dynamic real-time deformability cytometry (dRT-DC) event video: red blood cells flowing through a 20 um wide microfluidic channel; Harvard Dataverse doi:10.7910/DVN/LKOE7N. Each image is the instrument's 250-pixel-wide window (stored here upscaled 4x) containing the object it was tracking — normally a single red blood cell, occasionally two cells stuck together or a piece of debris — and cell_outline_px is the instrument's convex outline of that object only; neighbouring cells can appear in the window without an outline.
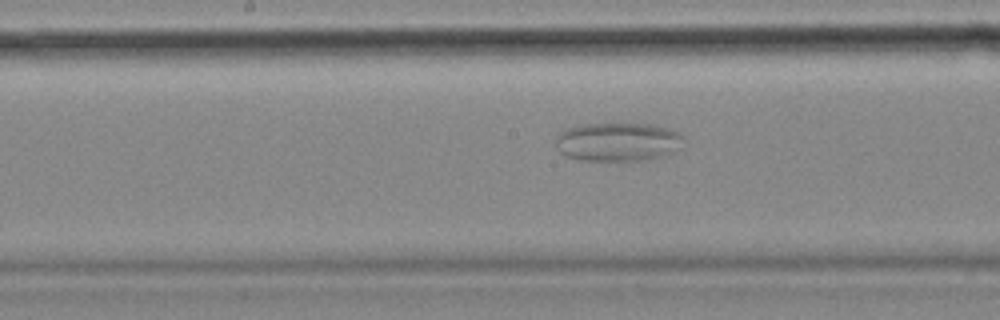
{"species": "common noctule bat (a hibernating species)", "species_latin": "Nyctalus noctula", "temperature_condition": "cold", "stored_images_in_passage": 45, "camera_frame_rate_fps": 3000, "um_per_image_px": 0.085, "animal": {"sex": "female", "body_mass_g": 18.4}, "frame": {"image": 1, "passage_image": 17, "time_ms": 5.333, "image_size_px": [1000, 320], "cell_outline_px": [[684, 136], [680, 148], [672, 152], [660, 156], [640, 160], [580, 160], [568, 156], [560, 152], [556, 148], [556, 136], [564, 128], [584, 124], [648, 124], [668, 128], [680, 132]], "centroid_in_image_um": [52.5, 12.04], "position_along_channel_um": 195.7, "area_um2": 28.73}}
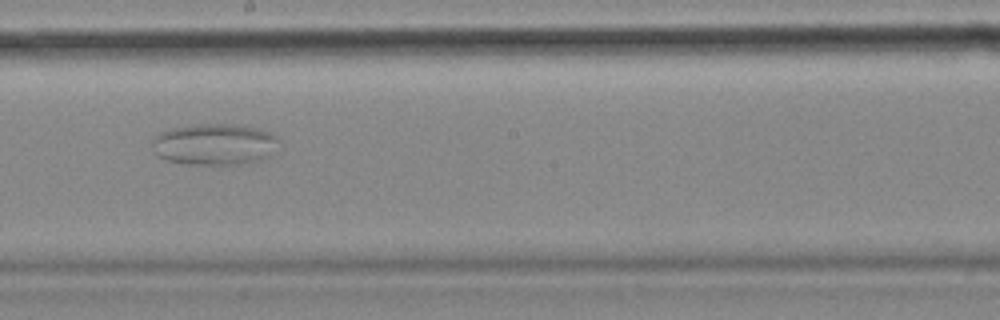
{"frame": {"image": 2, "passage_image": 20, "time_ms": 6.333, "image_size_px": [1000, 320], "cell_outline_px": [[280, 140], [268, 156], [260, 160], [244, 164], [184, 164], [164, 160], [152, 148], [152, 140], [156, 136], [172, 128], [200, 124], [236, 124], [260, 128], [280, 136]], "centroid_in_image_um": [18.27, 12.26], "position_along_channel_um": 229.9, "area_um2": 30.63}}